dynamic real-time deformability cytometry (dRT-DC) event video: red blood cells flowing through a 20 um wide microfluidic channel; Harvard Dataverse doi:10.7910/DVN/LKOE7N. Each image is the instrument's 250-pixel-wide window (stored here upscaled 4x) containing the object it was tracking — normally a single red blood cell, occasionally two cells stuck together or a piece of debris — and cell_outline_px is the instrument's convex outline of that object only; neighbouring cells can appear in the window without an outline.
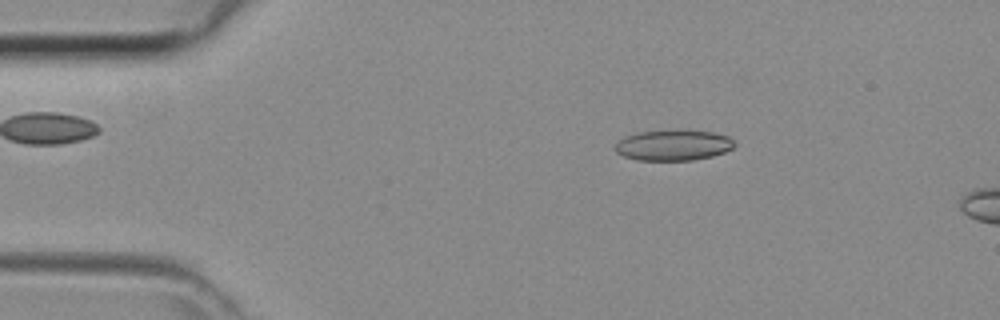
{"species": "common noctule bat (a hibernating species)", "species_latin": "Nyctalus noctula", "temperature_condition": "room temperature", "stored_images_in_passage": 5, "camera_frame_rate_fps": 3000, "um_per_image_px": 0.085, "animal": {"sex": "female", "body_mass_g": 29.2, "forearm_length_mm": 56.3}, "frame": {"image": 1, "passage_image": 1, "time_ms": 0.0, "image_size_px": [1000, 320], "cell_outline_px": [[736, 144], [732, 148], [724, 152], [712, 156], [692, 160], [636, 160], [624, 156], [616, 152], [612, 148], [616, 140], [624, 136], [636, 132], [712, 132], [728, 136]], "centroid_in_image_um": [57.15, 12.37], "position_along_channel_um": 27.8, "area_um2": 20.92}}